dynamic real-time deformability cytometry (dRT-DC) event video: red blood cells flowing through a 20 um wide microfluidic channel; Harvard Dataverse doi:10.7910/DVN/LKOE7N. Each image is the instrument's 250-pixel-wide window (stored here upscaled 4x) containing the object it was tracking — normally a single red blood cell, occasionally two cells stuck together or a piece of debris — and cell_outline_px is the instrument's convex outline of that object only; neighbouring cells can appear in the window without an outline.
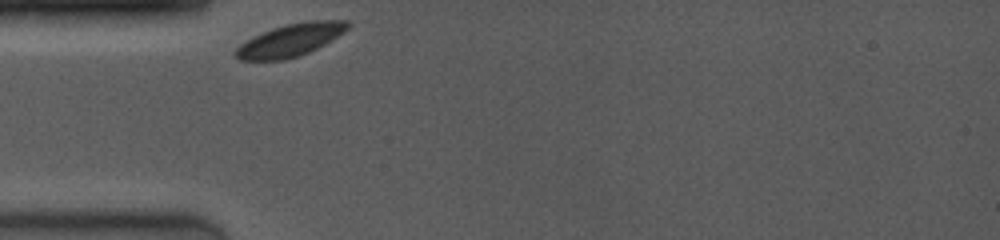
{"species": "common noctule bat (a hibernating species)", "species_latin": "Nyctalus noctula", "temperature_condition": "room temperature", "stored_images_in_passage": 17, "camera_frame_rate_fps": 4000, "um_per_image_px": 0.085, "animal": {"sex": "female", "body_mass_g": 19.0, "forearm_length_mm": 53.3}, "frame": {"image": 1, "passage_image": 1, "time_ms": 0.0, "image_size_px": [1000, 240], "cell_outline_px": [[352, 24], [344, 32], [324, 44], [308, 52], [284, 60], [240, 60], [236, 56], [236, 48], [240, 44], [272, 28], [288, 24], [312, 20], [348, 20]], "centroid_in_image_um": [24.73, 3.4], "position_along_channel_um": 60.3, "area_um2": 20.81}}
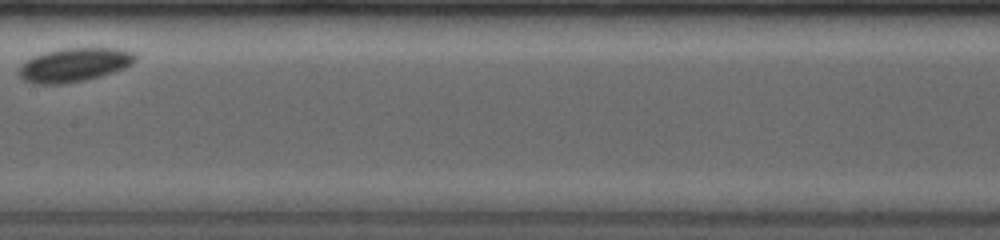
{"frame": {"image": 2, "passage_image": 9, "time_ms": 4.0, "image_size_px": [1000, 240], "cell_outline_px": [[136, 60], [132, 64], [124, 68], [100, 76], [84, 80], [60, 84], [36, 84], [24, 80], [20, 76], [20, 68], [28, 60], [44, 52], [68, 48], [120, 48], [132, 52], [136, 56]], "centroid_in_image_um": [6.36, 5.51], "position_along_channel_um": 201.0, "area_um2": 22.48}}
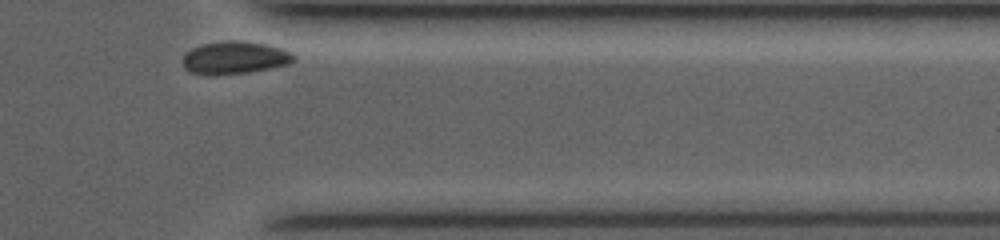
{"frame": {"image": 3, "passage_image": 17, "time_ms": 9.25, "image_size_px": [1000, 240], "cell_outline_px": [[296, 60], [288, 64], [248, 72], [212, 76], [192, 72], [184, 68], [184, 56], [192, 48], [204, 44], [236, 40], [264, 44], [280, 48], [296, 56]], "centroid_in_image_um": [19.95, 4.92], "position_along_channel_um": 391.4, "area_um2": 20.69}, "authors_computed_cell_mechanics": {"area_um2": 20.8658, "velocity_mm_per_s": 3.6001, "shape_relaxation_time_tau1_ms": 0.7049, "shape_relaxation_time_tau2_ms": null, "deformation_change_tau1": 0.0181, "deformation_change_tau2": null}}